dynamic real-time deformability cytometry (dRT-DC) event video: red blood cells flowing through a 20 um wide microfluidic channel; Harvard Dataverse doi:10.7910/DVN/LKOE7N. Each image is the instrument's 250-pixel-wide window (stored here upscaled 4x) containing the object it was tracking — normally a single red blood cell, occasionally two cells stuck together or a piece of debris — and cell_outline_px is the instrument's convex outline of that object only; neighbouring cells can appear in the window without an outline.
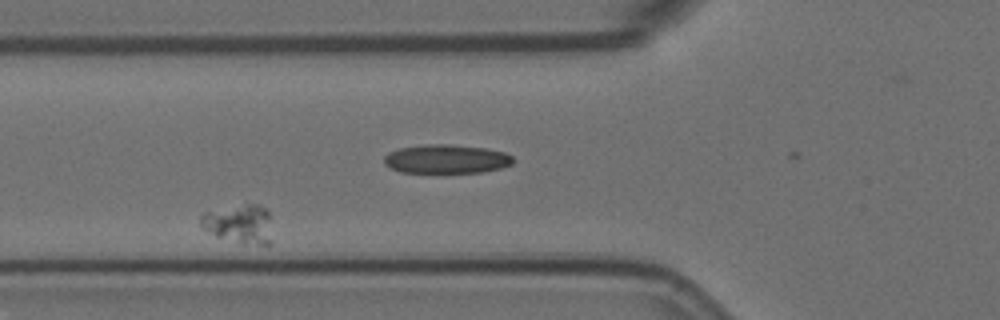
{"species": "Egyptian fruit bat (a non-hibernating species)", "species_latin": "Rousettus aegyptiacus", "temperature_condition": "room temperature", "stored_images_in_passage": 4, "camera_frame_rate_fps": 3000, "um_per_image_px": 0.085, "animal": {"sex": "female"}, "frame": {"image": 1, "passage_image": 3, "time_ms": 0.667, "image_size_px": [1000, 320], "cell_outline_px": [[272, 240], [268, 244], [260, 244], [216, 236], [208, 232], [200, 224], [200, 216], [204, 212], [244, 204], [260, 204], [268, 212]], "centroid_in_image_um": [20.34, 18.99], "position_along_channel_um": 105.5, "area_um2": 15.66}}